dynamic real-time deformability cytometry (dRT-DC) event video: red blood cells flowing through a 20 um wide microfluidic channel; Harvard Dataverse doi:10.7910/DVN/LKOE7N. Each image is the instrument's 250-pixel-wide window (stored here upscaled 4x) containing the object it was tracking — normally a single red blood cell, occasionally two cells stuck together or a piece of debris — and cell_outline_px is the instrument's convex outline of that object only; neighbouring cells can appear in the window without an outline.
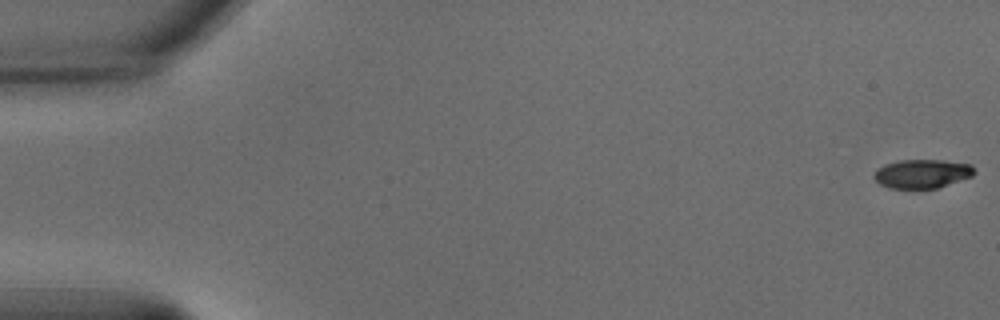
{"species": "common noctule bat (a hibernating species)", "species_latin": "Nyctalus noctula", "temperature_condition": "warm", "stored_images_in_passage": 56, "camera_frame_rate_fps": 3000, "um_per_image_px": 0.085, "animal": {"sex": "male", "body_mass_g": 15.6}, "frame": {"image": 1, "passage_image": 1, "time_ms": 0.0, "image_size_px": [1000, 320], "cell_outline_px": [[976, 172], [972, 176], [936, 188], [888, 188], [880, 184], [872, 176], [876, 168], [884, 164], [900, 160], [944, 160], [972, 164]], "centroid_in_image_um": [78.36, 14.75], "position_along_channel_um": 6.6, "area_um2": 16.94}}
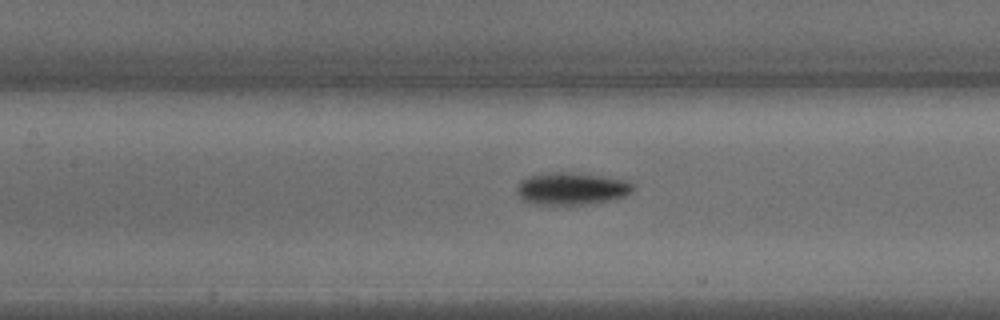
{"frame": {"image": 2, "passage_image": 26, "time_ms": 8.333, "image_size_px": [1000, 320], "cell_outline_px": [[632, 192], [616, 200], [592, 204], [536, 204], [524, 200], [516, 192], [516, 188], [520, 180], [528, 176], [544, 172], [568, 172], [600, 176], [624, 180], [632, 184]], "centroid_in_image_um": [48.56, 16.03], "position_along_channel_um": 158.8, "area_um2": 21.91}}
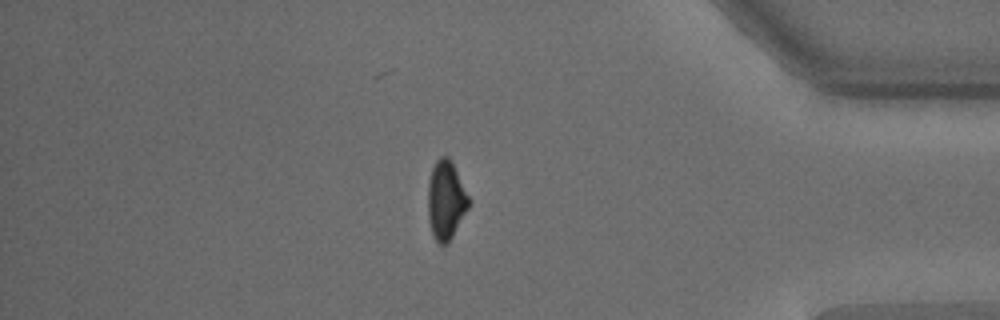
{"frame": {"image": 3, "passage_image": 48, "time_ms": 15.667, "image_size_px": [1000, 320], "cell_outline_px": [[468, 208], [448, 244], [440, 244], [436, 240], [432, 232], [428, 220], [428, 184], [432, 168], [436, 160], [440, 156], [448, 156], [452, 160], [468, 196]], "centroid_in_image_um": [37.88, 16.99], "position_along_channel_um": 397.3, "area_um2": 18.55}}